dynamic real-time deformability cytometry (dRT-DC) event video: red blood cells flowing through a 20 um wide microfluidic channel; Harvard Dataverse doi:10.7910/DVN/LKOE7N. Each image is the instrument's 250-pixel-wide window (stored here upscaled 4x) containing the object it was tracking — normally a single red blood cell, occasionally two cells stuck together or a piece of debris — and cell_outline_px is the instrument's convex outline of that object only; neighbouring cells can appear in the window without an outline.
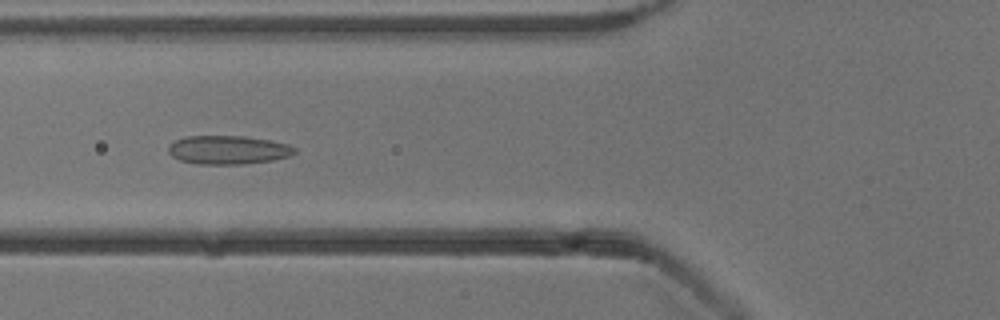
{"species": "common noctule bat (a hibernating species)", "species_latin": "Nyctalus noctula", "temperature_condition": "cold", "stored_images_in_passage": 36, "camera_frame_rate_fps": 3000, "um_per_image_px": 0.085, "animal": {"sex": "male", "body_mass_g": 13.3}, "frame": {"image": 1, "passage_image": 9, "time_ms": 2.667, "image_size_px": [1000, 320], "cell_outline_px": [[296, 152], [288, 156], [272, 160], [244, 164], [196, 164], [180, 160], [172, 156], [168, 152], [168, 144], [184, 136], [244, 136], [268, 140], [288, 144], [296, 148]], "centroid_in_image_um": [19.35, 12.74], "position_along_channel_um": 106.4, "area_um2": 21.1}}
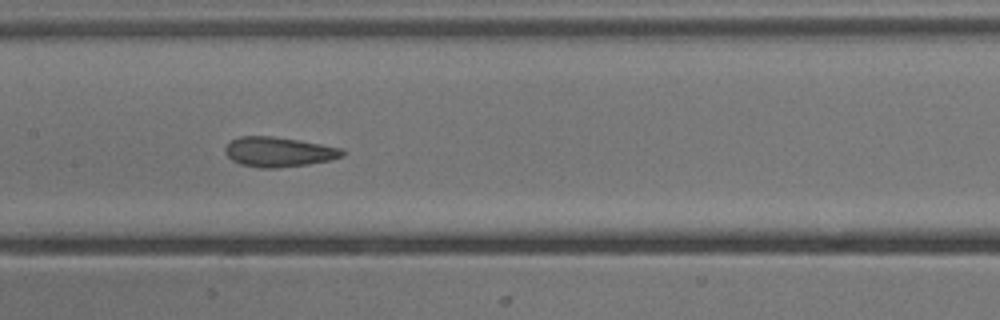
{"frame": {"image": 2, "passage_image": 15, "time_ms": 4.667, "image_size_px": [1000, 320], "cell_outline_px": [[344, 156], [332, 160], [308, 164], [276, 168], [260, 168], [240, 164], [232, 160], [224, 152], [224, 148], [232, 140], [240, 136], [272, 136], [300, 140], [344, 148]], "centroid_in_image_um": [23.72, 12.91], "position_along_channel_um": 183.7, "area_um2": 20.52}}
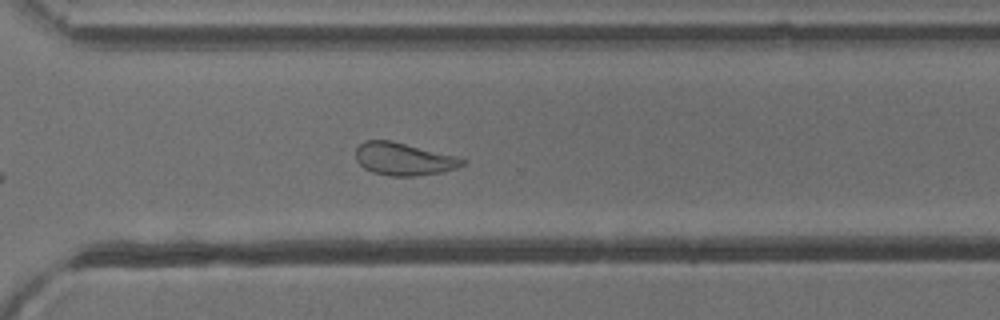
{"frame": {"image": 3, "passage_image": 27, "time_ms": 8.667, "image_size_px": [1000, 320], "cell_outline_px": [[468, 160], [464, 164], [456, 168], [440, 172], [416, 176], [392, 176], [372, 172], [364, 168], [356, 160], [356, 148], [364, 140], [392, 140], [456, 156]], "centroid_in_image_um": [34.3, 13.51], "position_along_channel_um": 336.3, "area_um2": 20.29}, "authors_computed_cell_mechanics": {"area_um2": 20.7502, "velocity_mm_per_s": 3.8394, "shape_relaxation_time_tau1_ms": null, "shape_relaxation_time_tau2_ms": 1.4678, "deformation_change_tau1": null, "deformation_change_tau2": 0.0828}}